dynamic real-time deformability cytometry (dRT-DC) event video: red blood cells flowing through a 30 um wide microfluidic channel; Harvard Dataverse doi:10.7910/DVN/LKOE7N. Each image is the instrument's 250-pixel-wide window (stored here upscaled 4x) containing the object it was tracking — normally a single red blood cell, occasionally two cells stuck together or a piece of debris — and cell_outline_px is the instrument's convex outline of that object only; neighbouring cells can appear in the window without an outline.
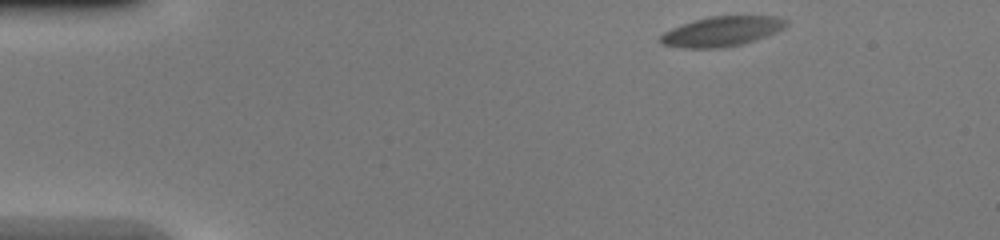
{"species": "common noctule bat (a hibernating species)", "species_latin": "Nyctalus noctula", "temperature_condition": "warm", "stored_images_in_passage": 42, "camera_frame_rate_fps": 3000, "um_per_image_px": 0.085, "animal": {"sex": "female", "body_mass_g": 20.0, "forearm_length_mm": 54.0}, "frame": {"image": 1, "passage_image": 1, "time_ms": 0.0, "image_size_px": [1000, 240], "cell_outline_px": [[788, 24], [784, 28], [776, 32], [740, 44], [720, 48], [684, 48], [660, 44], [660, 36], [664, 32], [672, 28], [708, 16], [776, 16], [788, 20]], "centroid_in_image_um": [61.35, 2.66], "position_along_channel_um": 23.7, "area_um2": 21.62}}
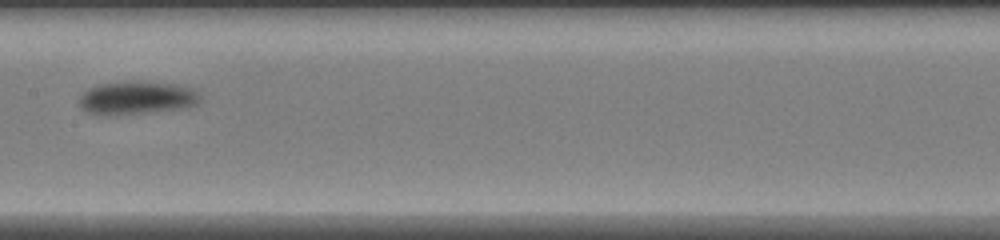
{"frame": {"image": 2, "passage_image": 19, "time_ms": 6.0, "image_size_px": [1000, 240], "cell_outline_px": [[200, 100], [196, 104], [188, 108], [112, 116], [100, 116], [88, 112], [80, 108], [80, 96], [88, 88], [100, 84], [172, 84], [192, 88], [200, 96]], "centroid_in_image_um": [11.6, 8.39], "position_along_channel_um": 195.8, "area_um2": 22.66}}
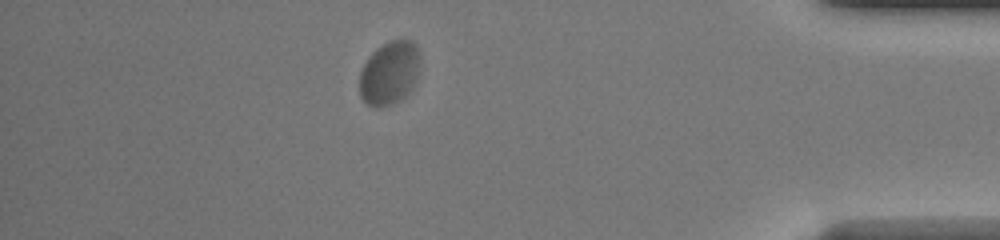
{"frame": {"image": 3, "passage_image": 36, "time_ms": 11.667, "image_size_px": [1000, 240], "cell_outline_px": [[420, 60], [416, 76], [412, 88], [400, 100], [392, 104], [380, 108], [372, 108], [360, 96], [360, 72], [368, 56], [376, 48], [388, 40], [400, 36], [412, 40], [416, 44], [420, 56]], "centroid_in_image_um": [33.1, 6.15], "position_along_channel_um": 402.1, "area_um2": 22.89}}